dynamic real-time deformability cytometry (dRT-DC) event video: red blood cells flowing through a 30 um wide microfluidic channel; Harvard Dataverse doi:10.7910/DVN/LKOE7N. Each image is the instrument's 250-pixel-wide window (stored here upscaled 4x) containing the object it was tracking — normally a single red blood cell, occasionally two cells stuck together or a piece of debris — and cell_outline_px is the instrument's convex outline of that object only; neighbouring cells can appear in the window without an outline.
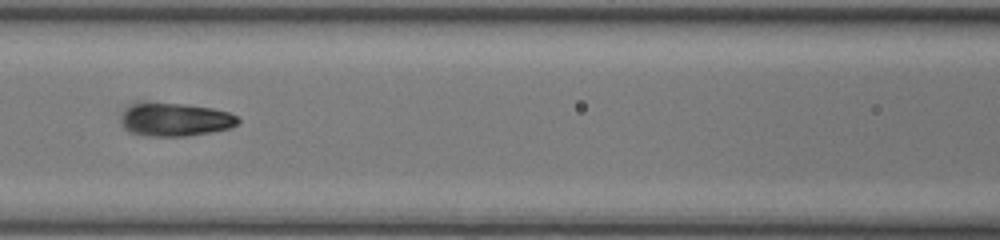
{"species": "common noctule bat (a hibernating species)", "species_latin": "Nyctalus noctula", "temperature_condition": "room temperature", "stored_images_in_passage": 11, "camera_frame_rate_fps": 3000, "um_per_image_px": 0.085, "animal": {"sex": "female", "body_mass_g": 17.0, "forearm_length_mm": 48.0}, "frame": {"image": 1, "passage_image": 7, "time_ms": 2.0, "image_size_px": [1000, 240], "cell_outline_px": [[240, 120], [236, 124], [228, 128], [212, 132], [184, 136], [152, 136], [132, 132], [124, 128], [120, 120], [120, 112], [128, 104], [144, 100], [184, 104], [212, 108], [228, 112], [236, 116]], "centroid_in_image_um": [14.78, 10.12], "position_along_channel_um": 151.8, "area_um2": 23.18}}